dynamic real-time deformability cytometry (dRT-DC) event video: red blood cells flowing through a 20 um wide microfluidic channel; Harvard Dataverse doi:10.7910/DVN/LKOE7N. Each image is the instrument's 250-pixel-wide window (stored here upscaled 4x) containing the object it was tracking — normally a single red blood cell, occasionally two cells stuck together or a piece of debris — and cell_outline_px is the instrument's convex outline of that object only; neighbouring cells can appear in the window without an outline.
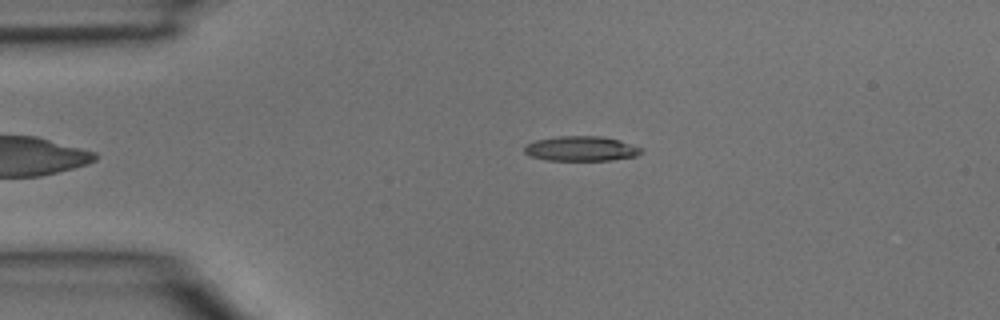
{"species": "common noctule bat (a hibernating species)", "species_latin": "Nyctalus noctula", "temperature_condition": "room temperature", "stored_images_in_passage": 4, "camera_frame_rate_fps": 3000, "um_per_image_px": 0.085, "animal": {"sex": "male", "body_mass_g": 15.6}, "frame": {"image": 1, "passage_image": 4, "time_ms": 1.0, "image_size_px": [1000, 320], "cell_outline_px": [[644, 152], [636, 156], [612, 160], [548, 160], [532, 156], [524, 152], [524, 148], [528, 144], [536, 140], [560, 136], [600, 136], [620, 140], [644, 148]], "centroid_in_image_um": [49.47, 12.63], "position_along_channel_um": 35.5, "area_um2": 16.88}}